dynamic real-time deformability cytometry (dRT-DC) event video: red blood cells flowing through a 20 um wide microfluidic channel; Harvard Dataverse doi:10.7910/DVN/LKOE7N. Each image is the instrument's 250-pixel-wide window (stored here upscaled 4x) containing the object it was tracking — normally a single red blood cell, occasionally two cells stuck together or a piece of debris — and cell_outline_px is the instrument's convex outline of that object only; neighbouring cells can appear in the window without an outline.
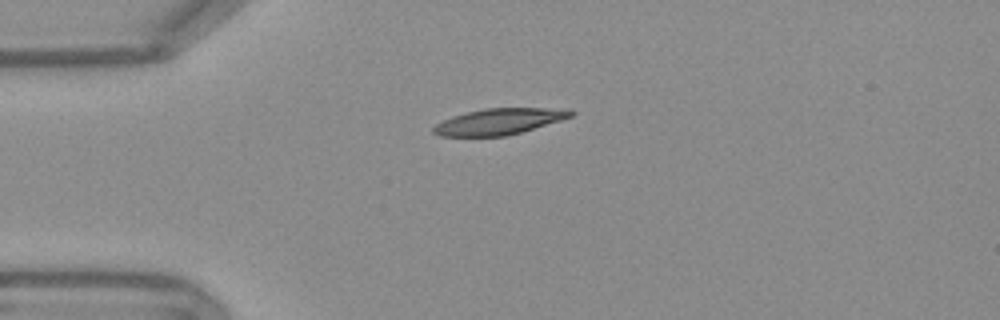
{"species": "Egyptian fruit bat (a non-hibernating species)", "species_latin": "Rousettus aegyptiacus", "temperature_condition": "warm", "stored_images_in_passage": 35, "camera_frame_rate_fps": 3000, "um_per_image_px": 0.085, "frame": {"image": 1, "passage_image": 1, "time_ms": 0.0, "image_size_px": [1000, 320], "cell_outline_px": [[576, 112], [572, 116], [560, 120], [520, 132], [504, 136], [440, 136], [432, 132], [432, 128], [436, 124], [452, 116], [484, 108], [568, 108]], "centroid_in_image_um": [42.43, 10.32], "position_along_channel_um": 42.6, "area_um2": 20.75}}
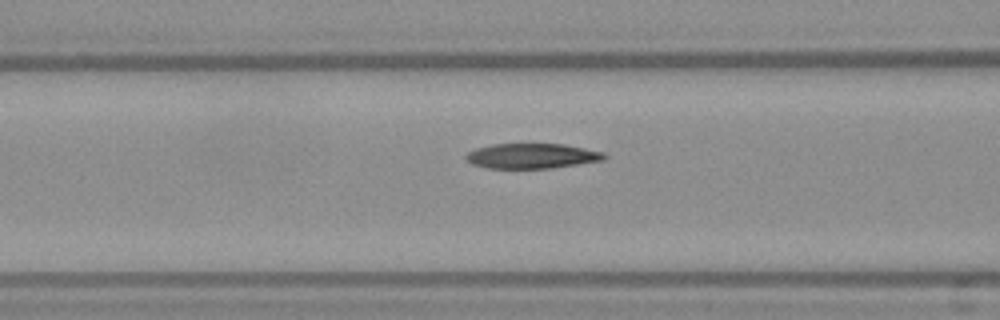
{"frame": {"image": 2, "passage_image": 9, "time_ms": 2.667, "image_size_px": [1000, 320], "cell_outline_px": [[608, 156], [604, 160], [552, 168], [488, 168], [472, 164], [464, 156], [468, 152], [476, 148], [492, 144], [564, 144], [604, 152]], "centroid_in_image_um": [45.23, 13.25], "position_along_channel_um": 121.4, "area_um2": 20.17}}
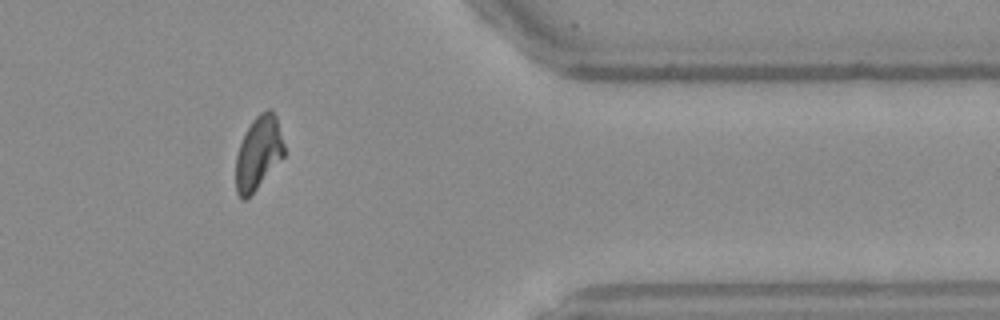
{"frame": {"image": 3, "passage_image": 32, "time_ms": 10.333, "image_size_px": [1000, 320], "cell_outline_px": [[284, 156], [256, 188], [244, 200], [240, 200], [236, 192], [236, 156], [240, 144], [252, 120], [260, 112], [268, 108], [272, 108], [276, 116], [284, 144]], "centroid_in_image_um": [21.96, 12.97], "position_along_channel_um": 389.4, "area_um2": 20.35}, "authors_computed_cell_mechanics": {"area_um2": 20.9236, "velocity_mm_per_s": 3.7744, "shape_relaxation_time_tau1_ms": null, "shape_relaxation_time_tau2_ms": 1.8512, "deformation_change_tau1": null, "deformation_change_tau2": 0.0796}}